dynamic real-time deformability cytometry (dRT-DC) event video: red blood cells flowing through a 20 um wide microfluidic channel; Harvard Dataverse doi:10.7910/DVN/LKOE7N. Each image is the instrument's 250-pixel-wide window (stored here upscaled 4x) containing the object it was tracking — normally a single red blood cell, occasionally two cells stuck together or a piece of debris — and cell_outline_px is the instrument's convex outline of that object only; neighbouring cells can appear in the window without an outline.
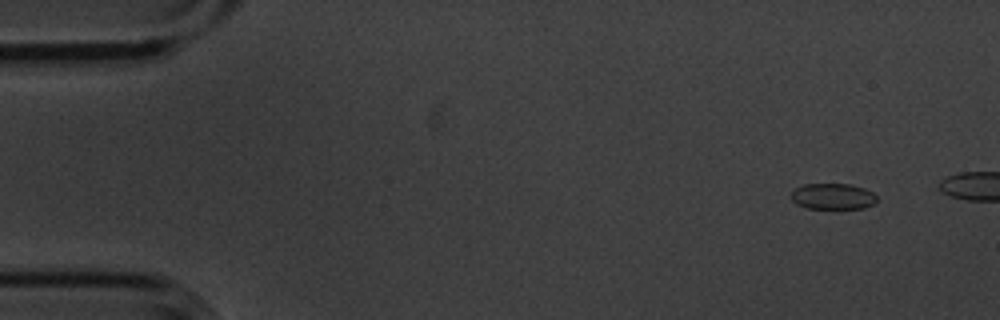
{"species": "common noctule bat (a hibernating species)", "species_latin": "Nyctalus noctula", "temperature_condition": "cold", "stored_images_in_passage": 5, "camera_frame_rate_fps": 3000, "um_per_image_px": 0.085, "animal": {"sex": "male", "body_mass_g": 20.1, "forearm_length_mm": 53.5}, "frame": {"image": 1, "passage_image": 2, "time_ms": 0.333, "image_size_px": [1000, 320], "cell_outline_px": [[876, 200], [872, 204], [864, 208], [804, 208], [796, 204], [792, 200], [792, 192], [796, 188], [804, 184], [848, 184], [864, 188], [872, 192], [876, 196]], "centroid_in_image_um": [70.77, 16.69], "position_along_channel_um": 14.2, "area_um2": 12.83}}